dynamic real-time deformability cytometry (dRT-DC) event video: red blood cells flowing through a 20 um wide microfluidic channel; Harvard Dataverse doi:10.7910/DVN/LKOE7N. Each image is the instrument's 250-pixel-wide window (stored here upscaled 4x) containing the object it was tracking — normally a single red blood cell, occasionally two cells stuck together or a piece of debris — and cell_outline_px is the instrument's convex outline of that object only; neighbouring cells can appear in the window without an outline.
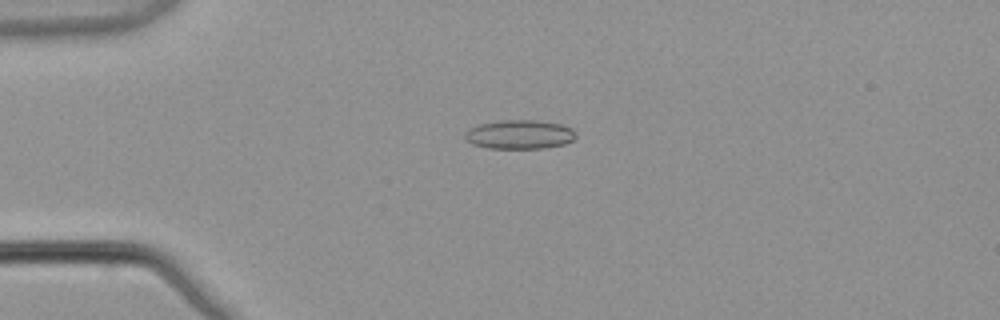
{"species": "common noctule bat (a hibernating species)", "species_latin": "Nyctalus noctula", "temperature_condition": "warm", "stored_images_in_passage": 54, "camera_frame_rate_fps": 3000, "um_per_image_px": 0.085, "animal": {"sex": "male", "body_mass_g": 21.5, "forearm_length_mm": 52.0}, "frame": {"image": 1, "passage_image": 14, "time_ms": 4.333, "image_size_px": [1000, 320], "cell_outline_px": [[576, 136], [572, 140], [564, 144], [544, 148], [488, 148], [472, 144], [464, 140], [464, 132], [468, 128], [476, 124], [500, 120], [540, 120], [560, 124], [572, 128], [576, 132]], "centroid_in_image_um": [44.11, 11.42], "position_along_channel_um": 40.9, "area_um2": 19.07}}
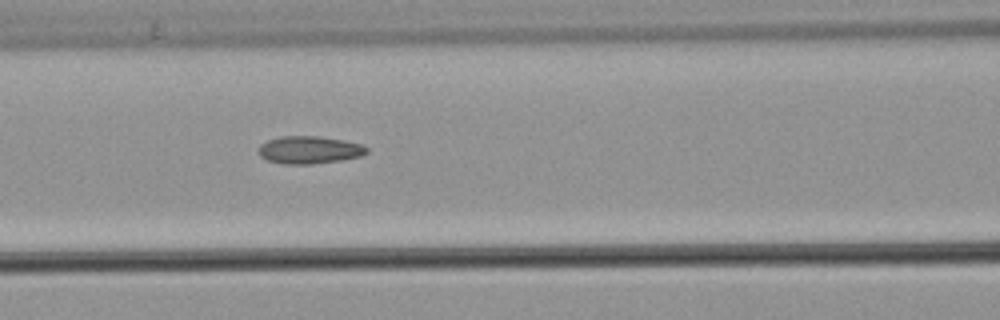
{"frame": {"image": 2, "passage_image": 24, "time_ms": 7.667, "image_size_px": [1000, 320], "cell_outline_px": [[368, 152], [360, 156], [340, 160], [312, 164], [284, 164], [268, 160], [260, 156], [256, 152], [260, 144], [268, 140], [280, 136], [320, 136], [344, 140], [360, 144], [368, 148]], "centroid_in_image_um": [26.25, 12.73], "position_along_channel_um": 140.3, "area_um2": 17.46}}
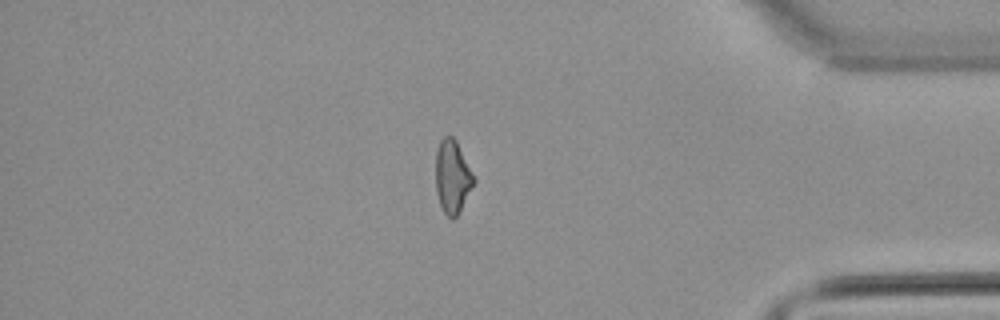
{"frame": {"image": 3, "passage_image": 46, "time_ms": 15.0, "image_size_px": [1000, 320], "cell_outline_px": [[476, 180], [460, 212], [452, 220], [444, 212], [440, 204], [436, 188], [436, 152], [440, 140], [444, 136], [452, 136], [456, 140]], "centroid_in_image_um": [38.46, 15.03], "position_along_channel_um": 396.7, "area_um2": 16.13}, "authors_computed_cell_mechanics": {"area_um2": 17.0221, "velocity_mm_per_s": 3.904, "shape_relaxation_time_tau1_ms": null, "shape_relaxation_time_tau2_ms": 3.924, "deformation_change_tau1": null, "deformation_change_tau2": 0.123}}